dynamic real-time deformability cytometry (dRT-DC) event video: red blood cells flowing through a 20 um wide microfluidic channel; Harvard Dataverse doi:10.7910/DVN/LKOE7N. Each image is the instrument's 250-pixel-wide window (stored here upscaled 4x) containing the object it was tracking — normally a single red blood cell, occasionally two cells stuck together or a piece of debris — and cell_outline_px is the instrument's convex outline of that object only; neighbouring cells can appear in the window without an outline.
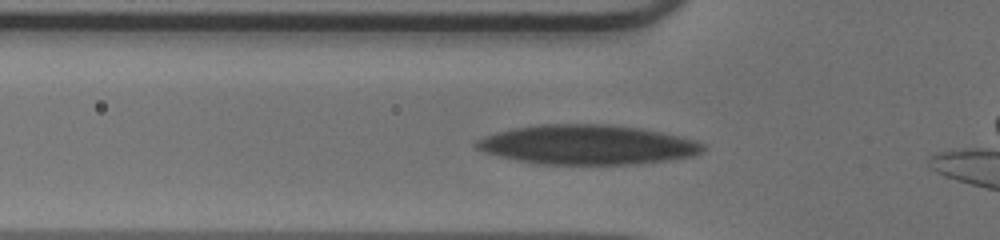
{"species": "human", "species_latin": "Homo sapiens", "temperature_condition": "warm", "stored_images_in_passage": 34, "camera_frame_rate_fps": 3000, "um_per_image_px": 0.085, "donor": {"sex": "male"}, "frame": {"image": 1, "passage_image": 4, "time_ms": 1.0, "image_size_px": [1000, 240], "cell_outline_px": [[704, 148], [700, 152], [692, 156], [640, 164], [544, 164], [516, 160], [484, 152], [476, 148], [472, 144], [476, 140], [484, 136], [496, 132], [512, 128], [536, 124], [612, 124], [640, 128], [660, 132], [692, 140], [704, 144]], "centroid_in_image_um": [49.85, 12.29], "position_along_channel_um": 75.9, "area_um2": 52.14}}
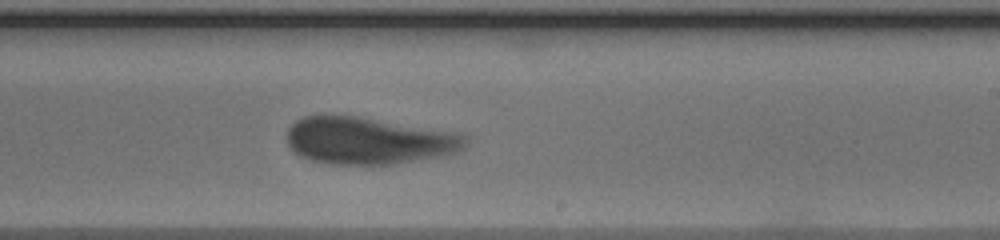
{"frame": {"image": 2, "passage_image": 18, "time_ms": 5.667, "image_size_px": [1000, 240], "cell_outline_px": [[468, 140], [464, 148], [456, 152], [440, 156], [420, 160], [396, 164], [364, 168], [332, 164], [312, 160], [300, 156], [292, 152], [288, 144], [288, 128], [296, 120], [304, 116], [320, 112], [332, 112], [456, 132], [464, 136]], "centroid_in_image_um": [31.25, 11.96], "position_along_channel_um": 257.7, "area_um2": 50.69}}
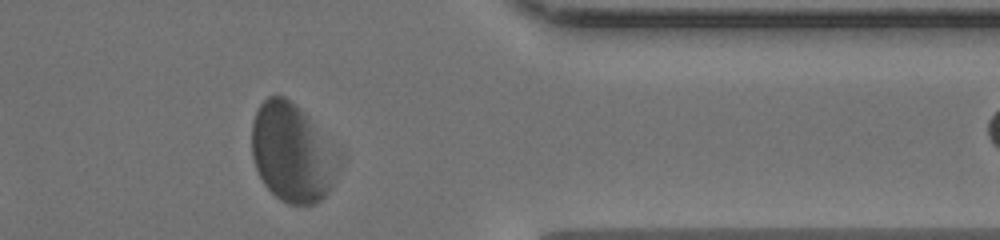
{"frame": {"image": 3, "passage_image": 29, "time_ms": 9.333, "image_size_px": [1000, 240], "cell_outline_px": [[336, 176], [332, 184], [324, 196], [320, 200], [312, 204], [288, 204], [280, 200], [264, 184], [256, 168], [252, 156], [252, 120], [260, 104], [268, 96], [284, 96], [304, 112], [308, 116], [316, 132]], "centroid_in_image_um": [24.62, 13.0], "position_along_channel_um": 386.8, "area_um2": 46.59}}